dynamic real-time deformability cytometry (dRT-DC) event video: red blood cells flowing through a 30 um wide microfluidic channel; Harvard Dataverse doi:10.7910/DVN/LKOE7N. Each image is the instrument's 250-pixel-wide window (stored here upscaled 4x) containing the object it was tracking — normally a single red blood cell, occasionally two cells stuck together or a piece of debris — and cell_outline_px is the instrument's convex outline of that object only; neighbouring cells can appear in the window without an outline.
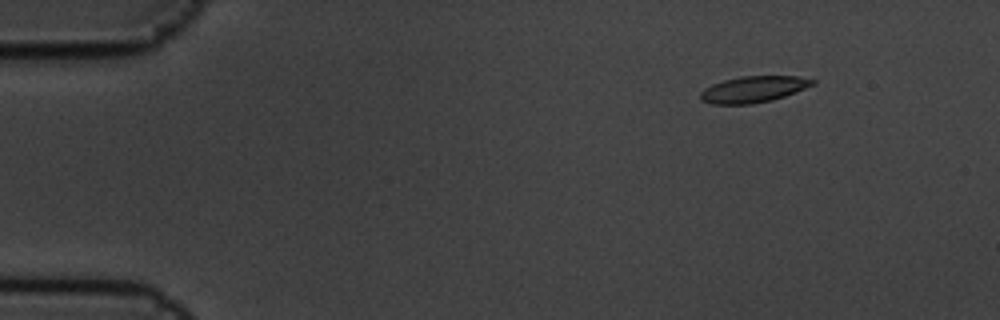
{"species": "common noctule bat (a hibernating species)", "species_latin": "Nyctalus noctula", "temperature_condition": "cold", "stored_images_in_passage": 4, "camera_frame_rate_fps": 3000, "um_per_image_px": 0.085, "animal": {"sex": "male", "body_mass_g": 19.5, "forearm_length_mm": 54.6}, "frame": {"image": 1, "passage_image": 4, "time_ms": 1.0, "image_size_px": [1000, 320], "cell_outline_px": [[816, 84], [784, 96], [772, 100], [752, 104], [712, 104], [700, 100], [700, 92], [704, 88], [712, 84], [724, 80], [740, 76], [796, 76], [816, 80]], "centroid_in_image_um": [64.02, 7.59], "position_along_channel_um": 21.0, "area_um2": 17.22}}